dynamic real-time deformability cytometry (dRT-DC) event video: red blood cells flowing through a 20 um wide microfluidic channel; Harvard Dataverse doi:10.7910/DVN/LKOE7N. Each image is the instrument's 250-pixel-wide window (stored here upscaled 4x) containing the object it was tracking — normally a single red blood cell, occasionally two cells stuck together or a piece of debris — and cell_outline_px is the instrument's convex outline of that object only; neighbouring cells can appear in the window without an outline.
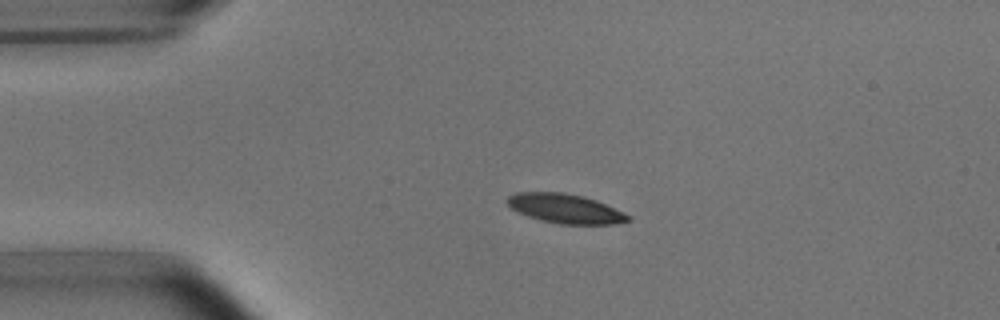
{"species": "common noctule bat (a hibernating species)", "species_latin": "Nyctalus noctula", "temperature_condition": "room temperature", "stored_images_in_passage": 4, "camera_frame_rate_fps": 3000, "um_per_image_px": 0.085, "animal": {"sex": "male", "body_mass_g": 15.6}, "frame": {"image": 1, "passage_image": 3, "time_ms": 2.333, "image_size_px": [1000, 320], "cell_outline_px": [[632, 220], [612, 224], [560, 224], [540, 220], [528, 216], [512, 208], [504, 200], [508, 196], [516, 192], [564, 192], [584, 196], [596, 200], [624, 212], [632, 216]], "centroid_in_image_um": [48.06, 17.72], "position_along_channel_um": 36.9, "area_um2": 20.75}}